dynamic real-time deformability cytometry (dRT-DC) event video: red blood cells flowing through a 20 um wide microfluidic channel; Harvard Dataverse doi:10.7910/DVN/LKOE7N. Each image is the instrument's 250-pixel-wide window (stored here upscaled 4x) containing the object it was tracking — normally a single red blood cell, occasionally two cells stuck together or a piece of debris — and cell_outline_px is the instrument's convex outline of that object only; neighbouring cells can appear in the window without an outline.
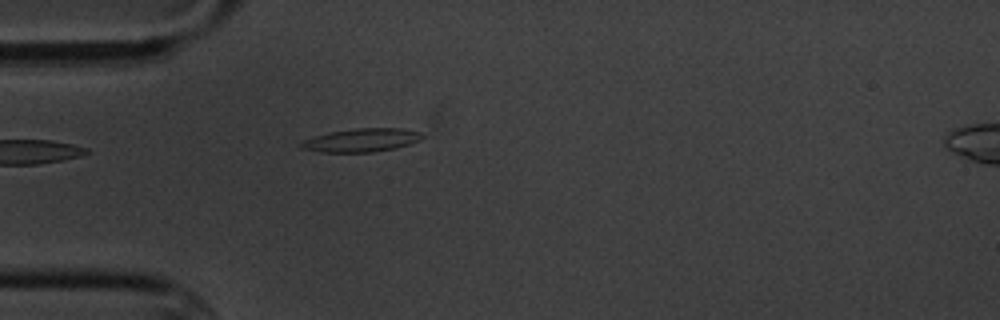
{"species": "common noctule bat (a hibernating species)", "species_latin": "Nyctalus noctula", "temperature_condition": "cold", "stored_images_in_passage": 2, "camera_frame_rate_fps": 3000, "um_per_image_px": 0.085, "animal": {"sex": "male", "body_mass_g": 20.1, "forearm_length_mm": 53.5}, "frame": {"image": 1, "passage_image": 2, "time_ms": 1.333, "image_size_px": [1000, 320], "cell_outline_px": [[424, 136], [420, 140], [396, 148], [372, 152], [320, 152], [300, 148], [300, 144], [304, 140], [328, 132], [356, 128], [400, 128], [420, 132]], "centroid_in_image_um": [30.73, 11.91], "position_along_channel_um": 54.3, "area_um2": 16.42}}